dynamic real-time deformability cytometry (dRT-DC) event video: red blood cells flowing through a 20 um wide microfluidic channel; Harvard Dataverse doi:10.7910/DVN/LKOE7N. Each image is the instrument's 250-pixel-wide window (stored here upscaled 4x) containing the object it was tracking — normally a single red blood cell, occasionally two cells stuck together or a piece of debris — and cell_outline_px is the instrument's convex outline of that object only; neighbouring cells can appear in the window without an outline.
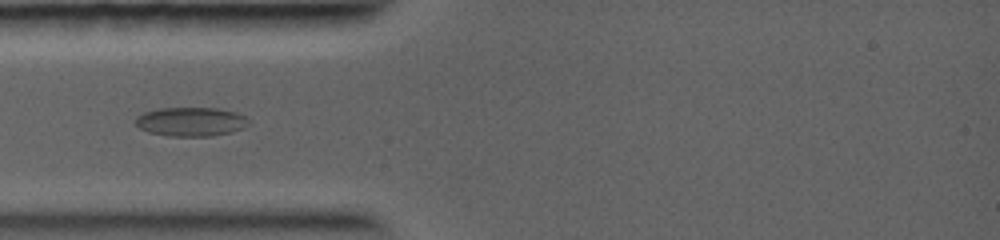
{"species": "common noctule bat (a hibernating species)", "species_latin": "Nyctalus noctula", "temperature_condition": "warm", "stored_images_in_passage": 2, "camera_frame_rate_fps": 5000, "um_per_image_px": 0.085, "animal": {"sex": "female", "body_mass_g": 19.0, "forearm_length_mm": 56.7}, "frame": {"image": 1, "passage_image": 1, "time_ms": 0.0, "image_size_px": [1000, 240], "cell_outline_px": [[248, 124], [244, 128], [232, 132], [212, 136], [168, 136], [148, 132], [140, 128], [136, 124], [136, 116], [144, 112], [160, 108], [216, 108], [232, 112], [244, 116], [248, 120]], "centroid_in_image_um": [16.2, 10.35], "position_along_channel_um": 68.8, "area_um2": 19.02}}